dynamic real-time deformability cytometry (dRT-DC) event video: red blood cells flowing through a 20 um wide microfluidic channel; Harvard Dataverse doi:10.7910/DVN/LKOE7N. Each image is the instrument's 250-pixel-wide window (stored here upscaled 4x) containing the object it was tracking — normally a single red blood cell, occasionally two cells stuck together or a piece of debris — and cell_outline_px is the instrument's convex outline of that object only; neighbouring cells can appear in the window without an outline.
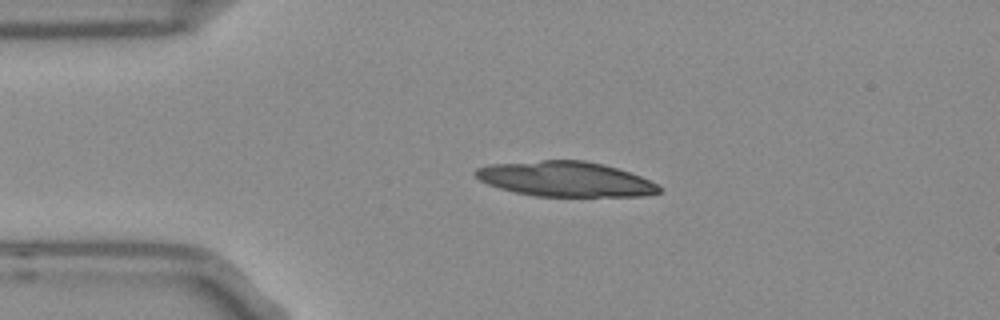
{"species": "Egyptian fruit bat (a non-hibernating species)", "species_latin": "Rousettus aegyptiacus", "temperature_condition": "room temperature", "stored_images_in_passage": 43, "camera_frame_rate_fps": 3000, "um_per_image_px": 0.085, "frame": {"image": 1, "passage_image": 1, "time_ms": 0.0, "image_size_px": [1000, 320], "cell_outline_px": [[660, 192], [648, 196], [536, 196], [516, 192], [500, 188], [488, 184], [480, 180], [472, 172], [476, 168], [492, 164], [540, 160], [584, 160], [604, 164], [640, 176], [656, 184], [660, 188]], "centroid_in_image_um": [48.05, 15.22], "position_along_channel_um": 37.0, "area_um2": 37.28}}